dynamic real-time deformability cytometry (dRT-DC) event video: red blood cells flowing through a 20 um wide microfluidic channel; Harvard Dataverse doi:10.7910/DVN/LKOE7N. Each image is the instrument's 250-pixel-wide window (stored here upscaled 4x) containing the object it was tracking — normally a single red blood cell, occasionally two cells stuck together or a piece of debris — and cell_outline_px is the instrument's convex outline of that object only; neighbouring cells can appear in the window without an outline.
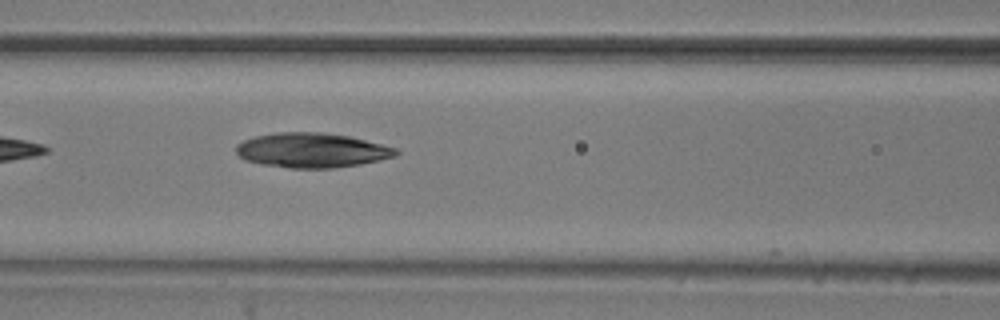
{"species": "common noctule bat (a hibernating species)", "species_latin": "Nyctalus noctula", "temperature_condition": "room temperature", "stored_images_in_passage": 4, "camera_frame_rate_fps": 3000, "um_per_image_px": 0.085, "animal": {"sex": "male", "body_mass_g": 20.5, "forearm_length_mm": 52.5}, "frame": {"image": 1, "passage_image": 4, "time_ms": 1.0, "image_size_px": [1000, 320], "cell_outline_px": [[400, 152], [396, 156], [380, 160], [360, 164], [332, 168], [292, 168], [260, 164], [244, 160], [236, 152], [236, 144], [244, 140], [256, 136], [276, 132], [324, 132], [348, 136], [396, 148]], "centroid_in_image_um": [26.49, 12.77], "position_along_channel_um": 140.1, "area_um2": 32.25}}